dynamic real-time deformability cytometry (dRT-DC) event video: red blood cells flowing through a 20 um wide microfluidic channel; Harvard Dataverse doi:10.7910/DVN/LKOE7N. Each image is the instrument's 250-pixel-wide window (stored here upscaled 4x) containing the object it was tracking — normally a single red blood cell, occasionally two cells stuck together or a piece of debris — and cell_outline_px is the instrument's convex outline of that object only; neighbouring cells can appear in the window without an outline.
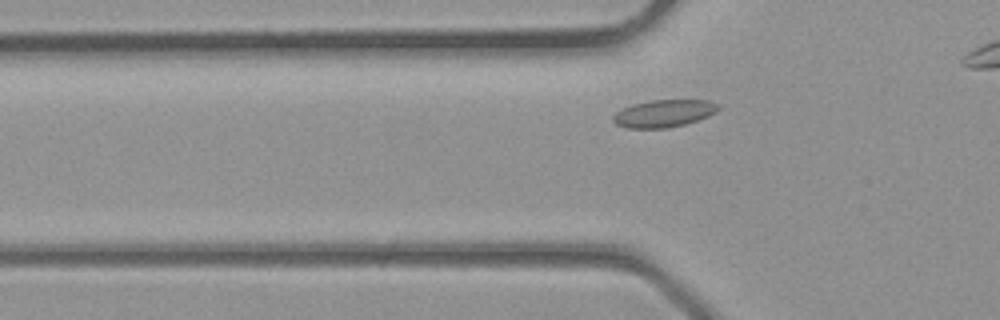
{"species": "common noctule bat (a hibernating species)", "species_latin": "Nyctalus noctula", "temperature_condition": "room temperature", "stored_images_in_passage": 5, "camera_frame_rate_fps": 3000, "um_per_image_px": 0.085, "animal": {"sex": "male", "body_mass_g": 23.1, "forearm_length_mm": 52.7}, "frame": {"image": 1, "passage_image": 4, "time_ms": 1.0, "image_size_px": [1000, 320], "cell_outline_px": [[720, 108], [716, 112], [708, 116], [684, 124], [668, 128], [628, 128], [616, 124], [612, 120], [612, 116], [620, 108], [632, 104], [652, 100], [708, 100], [720, 104]], "centroid_in_image_um": [56.41, 9.63], "position_along_channel_um": 69.4, "area_um2": 16.88}}